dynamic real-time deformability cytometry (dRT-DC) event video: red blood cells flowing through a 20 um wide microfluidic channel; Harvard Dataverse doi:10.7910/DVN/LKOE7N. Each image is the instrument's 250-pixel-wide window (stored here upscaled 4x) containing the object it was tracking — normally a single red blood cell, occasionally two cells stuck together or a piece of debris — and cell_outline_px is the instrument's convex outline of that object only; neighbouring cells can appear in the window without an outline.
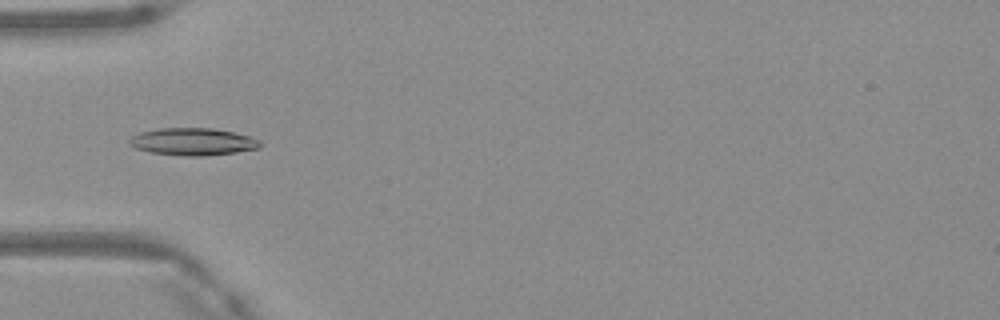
{"species": "Egyptian fruit bat (a non-hibernating species)", "species_latin": "Rousettus aegyptiacus", "temperature_condition": "warm", "stored_images_in_passage": 8, "camera_frame_rate_fps": 3000, "um_per_image_px": 0.085, "frame": {"image": 1, "passage_image": 6, "time_ms": 1.667, "image_size_px": [1000, 320], "cell_outline_px": [[260, 148], [236, 152], [204, 156], [188, 156], [148, 152], [136, 148], [128, 144], [128, 140], [132, 136], [140, 132], [160, 128], [212, 128], [232, 132], [248, 136], [260, 140]], "centroid_in_image_um": [16.36, 12.04], "position_along_channel_um": 68.6, "area_um2": 20.75}}